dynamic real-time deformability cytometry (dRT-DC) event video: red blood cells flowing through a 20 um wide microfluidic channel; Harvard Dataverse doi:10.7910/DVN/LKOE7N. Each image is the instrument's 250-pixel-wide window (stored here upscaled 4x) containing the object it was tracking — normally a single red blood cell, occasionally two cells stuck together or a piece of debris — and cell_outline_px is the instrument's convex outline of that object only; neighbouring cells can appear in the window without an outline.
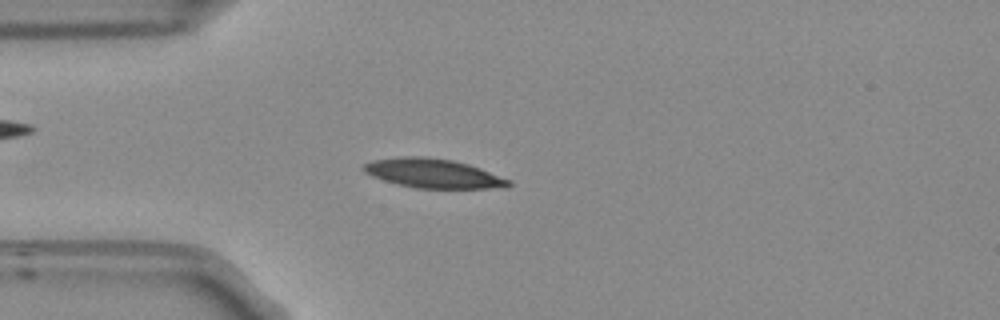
{"species": "Egyptian fruit bat (a non-hibernating species)", "species_latin": "Rousettus aegyptiacus", "temperature_condition": "room temperature", "stored_images_in_passage": 53, "camera_frame_rate_fps": 3000, "um_per_image_px": 0.085, "frame": {"image": 1, "passage_image": 13, "time_ms": 4.0, "image_size_px": [1000, 320], "cell_outline_px": [[512, 184], [508, 188], [416, 188], [396, 184], [372, 176], [364, 172], [360, 168], [364, 164], [372, 160], [404, 156], [424, 156], [452, 160], [468, 164], [480, 168], [512, 180]], "centroid_in_image_um": [36.83, 14.74], "position_along_channel_um": 48.2, "area_um2": 24.85}}
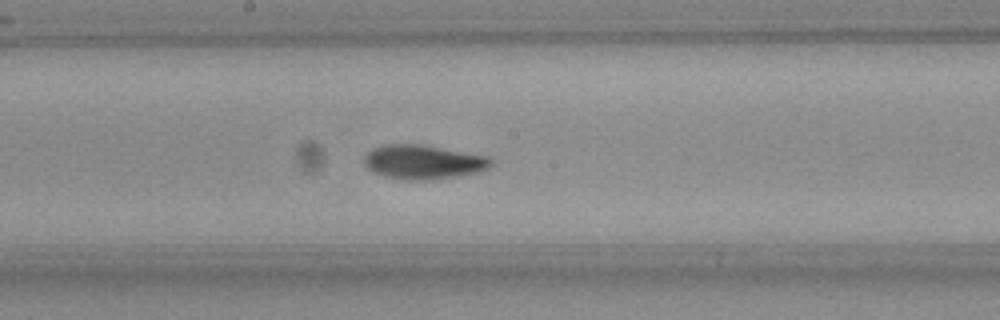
{"frame": {"image": 2, "passage_image": 27, "time_ms": 8.667, "image_size_px": [1000, 320], "cell_outline_px": [[492, 164], [488, 168], [480, 172], [432, 180], [404, 180], [384, 176], [368, 168], [364, 164], [364, 156], [372, 148], [384, 144], [420, 144], [488, 156], [492, 160]], "centroid_in_image_um": [35.98, 13.77], "position_along_channel_um": 212.2, "area_um2": 25.32}}
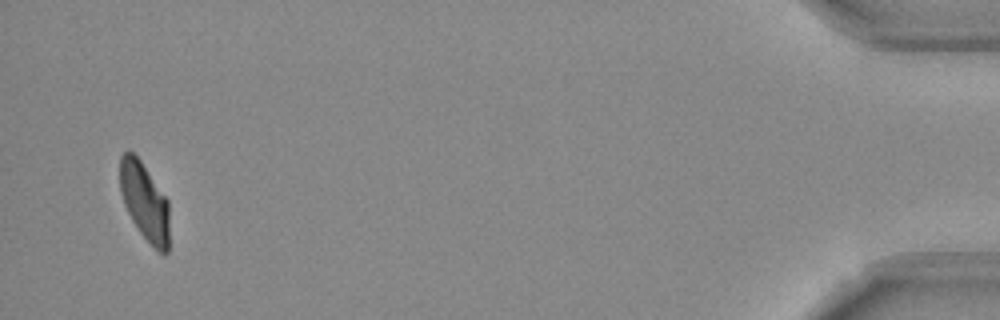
{"frame": {"image": 3, "passage_image": 51, "time_ms": 16.667, "image_size_px": [1000, 320], "cell_outline_px": [[168, 252], [164, 256], [140, 232], [132, 220], [124, 204], [120, 192], [120, 156], [124, 152], [132, 152], [140, 160], [168, 200]], "centroid_in_image_um": [12.28, 17.12], "position_along_channel_um": 422.9, "area_um2": 22.02}, "authors_computed_cell_mechanics": {"area_um2": 23.698, "velocity_mm_per_s": 3.7392, "shape_relaxation_time_tau1_ms": 6.8692, "shape_relaxation_time_tau2_ms": 2.0206, "deformation_change_tau1": 0.1983, "deformation_change_tau2": 0.0732}}